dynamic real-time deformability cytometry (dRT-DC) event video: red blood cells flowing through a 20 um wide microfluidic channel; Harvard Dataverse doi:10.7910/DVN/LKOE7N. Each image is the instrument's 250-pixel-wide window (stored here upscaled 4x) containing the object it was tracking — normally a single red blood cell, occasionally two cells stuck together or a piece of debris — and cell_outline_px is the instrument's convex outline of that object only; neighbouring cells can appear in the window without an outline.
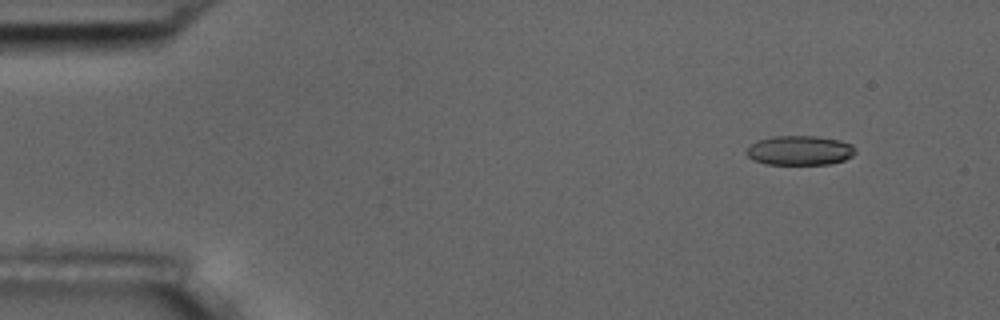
{"species": "common noctule bat (a hibernating species)", "species_latin": "Nyctalus noctula", "temperature_condition": "room temperature", "stored_images_in_passage": 5, "camera_frame_rate_fps": 3000, "um_per_image_px": 0.085, "animal": {"sex": "male", "body_mass_g": 17.5, "forearm_length_mm": 52.3}, "frame": {"image": 1, "passage_image": 1, "time_ms": 0.0, "image_size_px": [1000, 320], "cell_outline_px": [[856, 152], [852, 156], [844, 160], [828, 164], [764, 164], [752, 160], [744, 152], [756, 140], [772, 136], [816, 136], [840, 140], [852, 144], [856, 148]], "centroid_in_image_um": [67.97, 12.78], "position_along_channel_um": 17.0, "area_um2": 18.9}}
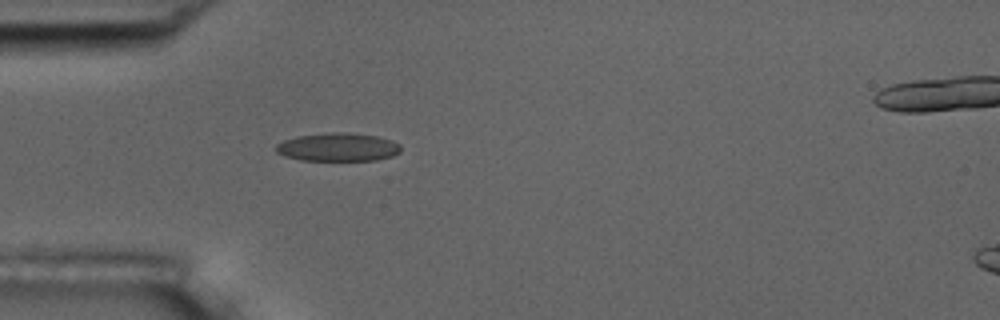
{"frame": {"image": 2, "passage_image": 4, "time_ms": 3.667, "image_size_px": [1000, 320], "cell_outline_px": [[400, 152], [392, 156], [376, 160], [300, 160], [284, 156], [276, 152], [276, 144], [284, 140], [296, 136], [332, 132], [348, 132], [376, 136], [392, 140], [400, 144]], "centroid_in_image_um": [28.72, 12.5], "position_along_channel_um": 56.3, "area_um2": 20.63}}